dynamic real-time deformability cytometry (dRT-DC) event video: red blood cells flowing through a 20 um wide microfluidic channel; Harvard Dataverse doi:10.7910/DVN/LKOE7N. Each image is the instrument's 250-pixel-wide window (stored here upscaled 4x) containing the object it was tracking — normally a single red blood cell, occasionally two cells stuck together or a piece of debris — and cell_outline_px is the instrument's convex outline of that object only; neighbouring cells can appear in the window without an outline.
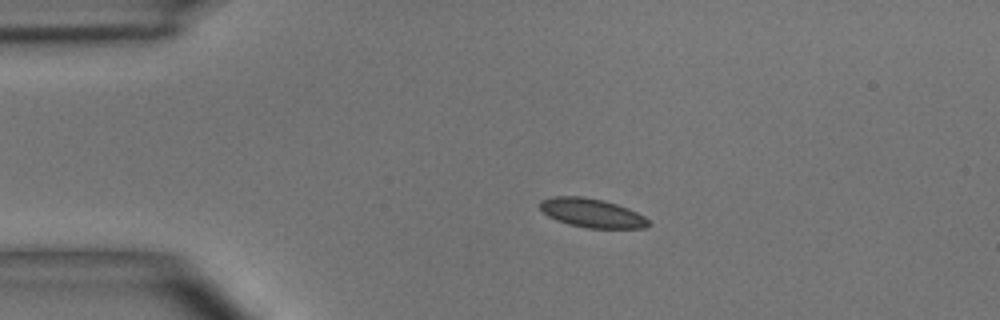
{"species": "common noctule bat (a hibernating species)", "species_latin": "Nyctalus noctula", "temperature_condition": "room temperature", "stored_images_in_passage": 3, "camera_frame_rate_fps": 3000, "um_per_image_px": 0.085, "animal": {"sex": "male", "body_mass_g": 15.6}, "frame": {"image": 1, "passage_image": 2, "time_ms": 1.0, "image_size_px": [1000, 320], "cell_outline_px": [[652, 224], [644, 228], [588, 228], [568, 224], [556, 220], [548, 216], [540, 208], [540, 200], [552, 196], [580, 196], [604, 200], [628, 208], [644, 216]], "centroid_in_image_um": [50.3, 18.1], "position_along_channel_um": 34.7, "area_um2": 18.32}}